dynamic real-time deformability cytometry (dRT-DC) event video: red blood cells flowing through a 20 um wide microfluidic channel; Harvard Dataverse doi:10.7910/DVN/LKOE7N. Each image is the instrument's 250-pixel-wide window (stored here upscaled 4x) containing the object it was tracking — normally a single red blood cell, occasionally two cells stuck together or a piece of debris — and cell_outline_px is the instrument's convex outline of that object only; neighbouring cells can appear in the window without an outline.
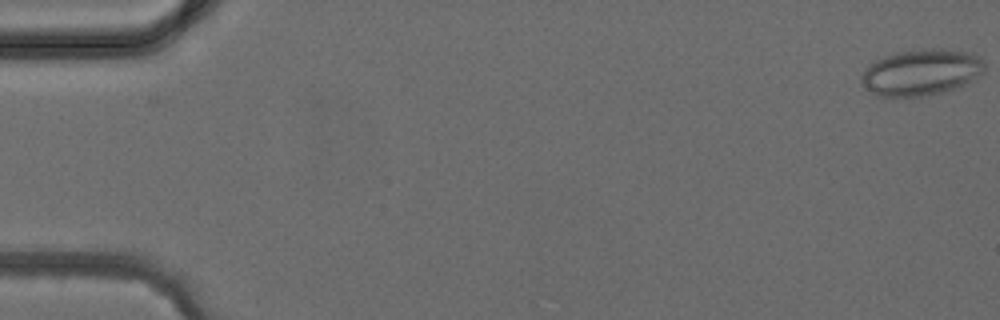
{"species": "common noctule bat (a hibernating species)", "species_latin": "Nyctalus noctula", "temperature_condition": "cold", "stored_images_in_passage": 3, "camera_frame_rate_fps": 3000, "um_per_image_px": 0.085, "animal": {"sex": "female", "body_mass_g": 24.6, "forearm_length_mm": 56.2}, "frame": {"image": 1, "passage_image": 1, "time_ms": 0.0, "image_size_px": [1000, 320], "cell_outline_px": [[984, 72], [980, 76], [968, 84], [956, 88], [924, 96], [876, 96], [860, 84], [860, 76], [872, 60], [896, 52], [932, 48], [940, 48], [972, 52], [980, 56], [984, 60]], "centroid_in_image_um": [78.32, 6.13], "position_along_channel_um": 6.7, "area_um2": 33.76}}